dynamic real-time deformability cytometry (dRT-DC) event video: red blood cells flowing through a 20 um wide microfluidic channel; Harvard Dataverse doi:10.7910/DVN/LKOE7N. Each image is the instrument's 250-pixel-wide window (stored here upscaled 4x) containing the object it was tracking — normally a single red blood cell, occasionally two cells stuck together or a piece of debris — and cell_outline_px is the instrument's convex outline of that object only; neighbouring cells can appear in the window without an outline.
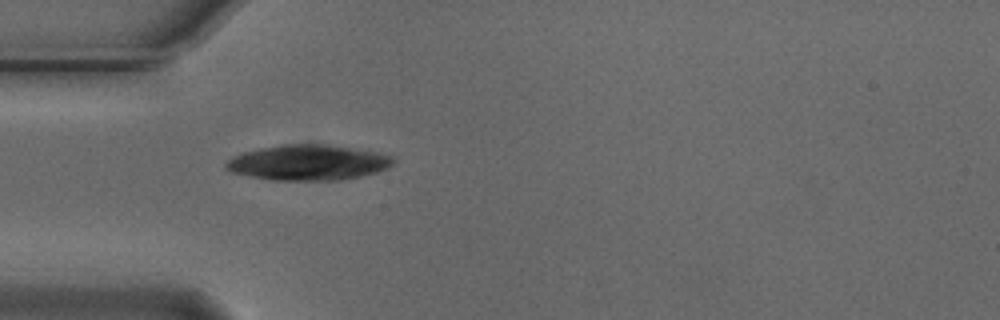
{"species": "Egyptian fruit bat (a non-hibernating species)", "species_latin": "Rousettus aegyptiacus", "temperature_condition": "cold", "stored_images_in_passage": 39, "camera_frame_rate_fps": 3000, "um_per_image_px": 0.085, "animal": {"sex": "male"}, "frame": {"image": 1, "passage_image": 1, "time_ms": 0.0, "image_size_px": [1000, 320], "cell_outline_px": [[396, 160], [388, 168], [376, 172], [360, 176], [340, 180], [268, 180], [232, 172], [224, 168], [224, 164], [232, 156], [244, 152], [260, 148], [284, 144], [328, 144], [376, 152], [392, 156]], "centroid_in_image_um": [26.17, 13.81], "position_along_channel_um": 58.8, "area_um2": 34.56}}
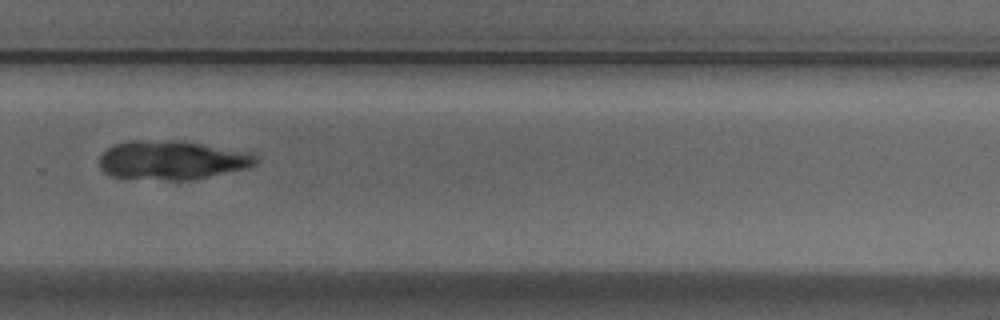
{"frame": {"image": 2, "passage_image": 22, "time_ms": 7.0, "image_size_px": [1000, 320], "cell_outline_px": [[260, 160], [256, 164], [248, 168], [196, 180], [168, 180], [112, 176], [104, 172], [100, 168], [100, 156], [108, 148], [116, 144], [132, 140], [180, 140], [248, 152], [256, 156]], "centroid_in_image_um": [14.66, 13.61], "position_along_channel_um": 315.1, "area_um2": 35.66}}
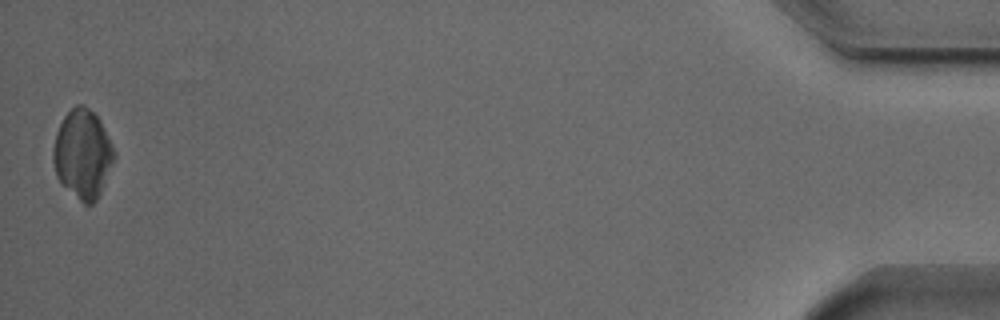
{"frame": {"image": 3, "passage_image": 39, "time_ms": 12.667, "image_size_px": [1000, 320], "cell_outline_px": [[116, 156], [100, 192], [96, 200], [92, 204], [84, 204], [60, 184], [56, 176], [52, 160], [52, 148], [56, 132], [64, 116], [76, 104], [84, 104], [100, 120], [116, 152]], "centroid_in_image_um": [7.0, 13.09], "position_along_channel_um": 428.2, "area_um2": 31.67}}